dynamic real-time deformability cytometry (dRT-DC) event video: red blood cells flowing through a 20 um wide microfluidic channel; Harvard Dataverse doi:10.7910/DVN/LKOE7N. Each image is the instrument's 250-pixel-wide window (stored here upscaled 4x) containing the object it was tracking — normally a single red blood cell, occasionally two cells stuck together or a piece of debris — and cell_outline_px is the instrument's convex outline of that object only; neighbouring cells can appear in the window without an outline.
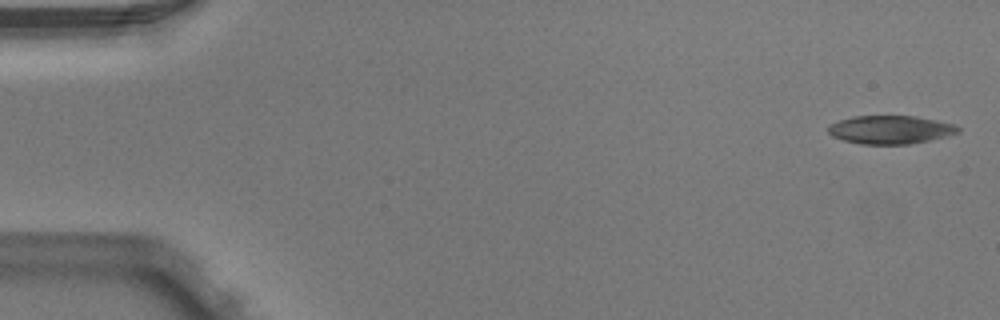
{"species": "Egyptian fruit bat (a non-hibernating species)", "species_latin": "Rousettus aegyptiacus", "temperature_condition": "warm", "stored_images_in_passage": 5, "camera_frame_rate_fps": 3000, "um_per_image_px": 0.085, "animal": {"sex": "male"}, "frame": {"image": 1, "passage_image": 1, "time_ms": 0.0, "image_size_px": [1000, 320], "cell_outline_px": [[960, 132], [948, 136], [908, 144], [860, 144], [844, 140], [832, 136], [828, 132], [828, 124], [852, 116], [916, 116], [956, 124], [960, 128]], "centroid_in_image_um": [75.69, 11.02], "position_along_channel_um": 9.3, "area_um2": 21.5}}
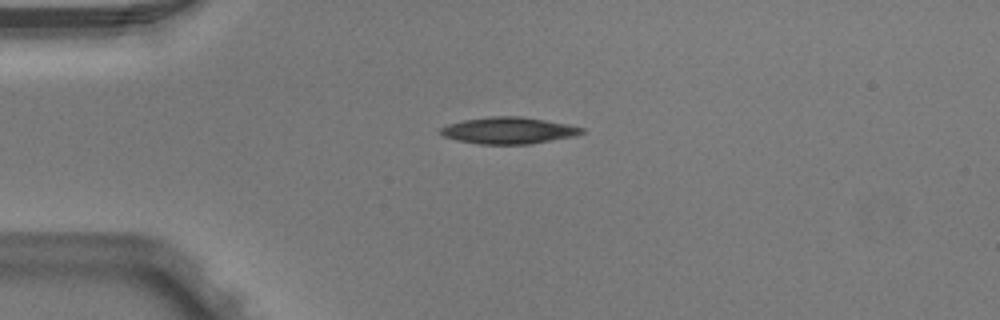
{"frame": {"image": 2, "passage_image": 4, "time_ms": 1.0, "image_size_px": [1000, 320], "cell_outline_px": [[584, 132], [572, 136], [528, 144], [480, 144], [460, 140], [444, 136], [440, 132], [440, 128], [448, 124], [464, 120], [488, 116], [520, 116], [568, 124], [584, 128]], "centroid_in_image_um": [43.22, 11.08], "position_along_channel_um": 41.8, "area_um2": 21.56}}